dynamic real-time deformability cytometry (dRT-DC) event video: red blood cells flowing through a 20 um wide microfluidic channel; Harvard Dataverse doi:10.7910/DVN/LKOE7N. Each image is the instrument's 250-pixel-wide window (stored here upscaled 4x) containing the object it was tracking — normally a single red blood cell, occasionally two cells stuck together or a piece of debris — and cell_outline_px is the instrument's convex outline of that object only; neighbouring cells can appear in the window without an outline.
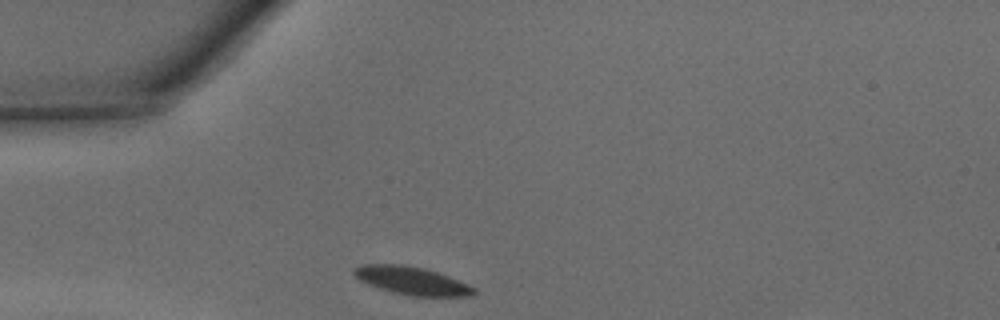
{"species": "common noctule bat (a hibernating species)", "species_latin": "Nyctalus noctula", "temperature_condition": "warm", "stored_images_in_passage": 25, "camera_frame_rate_fps": 3000, "um_per_image_px": 0.085, "animal": {"sex": "male", "body_mass_g": 15.6}, "frame": {"image": 1, "passage_image": 1, "time_ms": 0.0, "image_size_px": [1000, 320], "cell_outline_px": [[476, 292], [472, 296], [412, 296], [392, 292], [368, 284], [360, 280], [352, 272], [356, 268], [364, 264], [404, 264], [436, 272], [448, 276], [468, 284], [476, 288]], "centroid_in_image_um": [35.03, 23.87], "position_along_channel_um": 50.0, "area_um2": 19.31}}
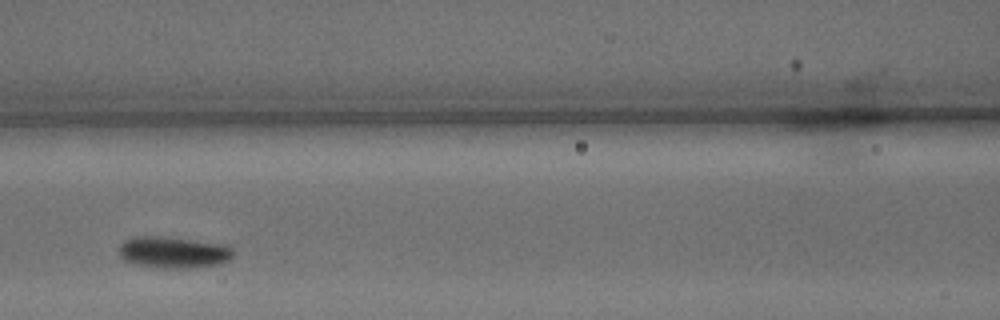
{"frame": {"image": 2, "passage_image": 9, "time_ms": 2.667, "image_size_px": [1000, 320], "cell_outline_px": [[236, 252], [228, 260], [220, 264], [188, 268], [156, 268], [136, 264], [124, 260], [120, 256], [120, 244], [124, 240], [136, 236], [168, 236], [228, 244]], "centroid_in_image_um": [14.78, 21.43], "position_along_channel_um": 151.8, "area_um2": 21.44}}
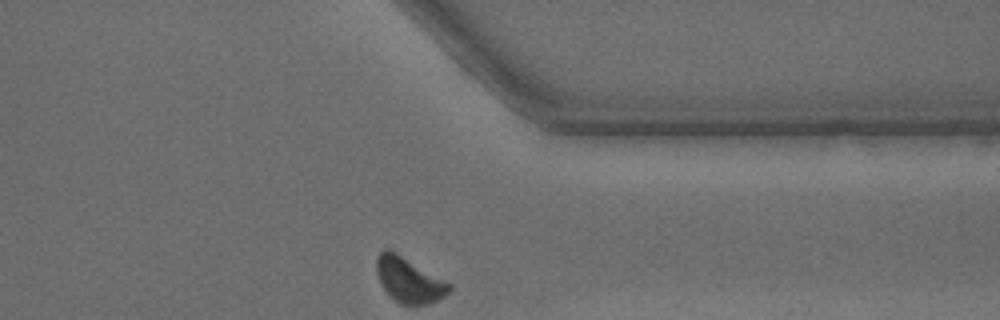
{"frame": {"image": 3, "passage_image": 25, "time_ms": 8.0, "image_size_px": [1000, 320], "cell_outline_px": [[452, 288], [444, 296], [428, 304], [400, 304], [380, 284], [376, 272], [376, 256], [384, 248], [388, 248], [452, 284]], "centroid_in_image_um": [34.74, 23.78], "position_along_channel_um": 376.7, "area_um2": 18.84}, "authors_computed_cell_mechanics": {"area_um2": 20.23, "velocity_mm_per_s": 4.2975, "shape_relaxation_time_tau1_ms": 2.5192, "shape_relaxation_time_tau2_ms": null, "deformation_change_tau1": 0.1016, "deformation_change_tau2": null}}